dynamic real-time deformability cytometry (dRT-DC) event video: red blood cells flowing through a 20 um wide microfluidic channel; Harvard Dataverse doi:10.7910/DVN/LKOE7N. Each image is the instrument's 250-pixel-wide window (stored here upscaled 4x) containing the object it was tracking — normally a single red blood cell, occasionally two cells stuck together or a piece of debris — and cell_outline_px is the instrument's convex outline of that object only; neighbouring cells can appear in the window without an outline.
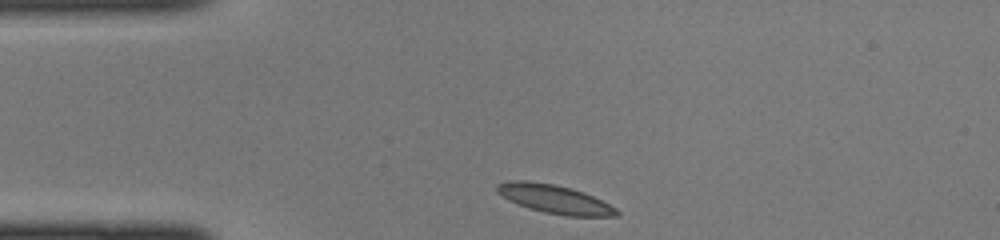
{"species": "common noctule bat (a hibernating species)", "species_latin": "Nyctalus noctula", "temperature_condition": "cold", "stored_images_in_passage": 35, "camera_frame_rate_fps": 3000, "um_per_image_px": 0.085, "animal": {"sex": "female", "body_mass_g": 22.0, "forearm_length_mm": 56.7}, "frame": {"image": 1, "passage_image": 1, "time_ms": 0.0, "image_size_px": [1000, 240], "cell_outline_px": [[620, 212], [616, 216], [568, 216], [544, 212], [528, 208], [508, 200], [496, 192], [496, 184], [512, 180], [524, 180], [552, 184], [584, 192], [616, 208]], "centroid_in_image_um": [47.1, 16.92], "position_along_channel_um": 37.9, "area_um2": 19.71}}
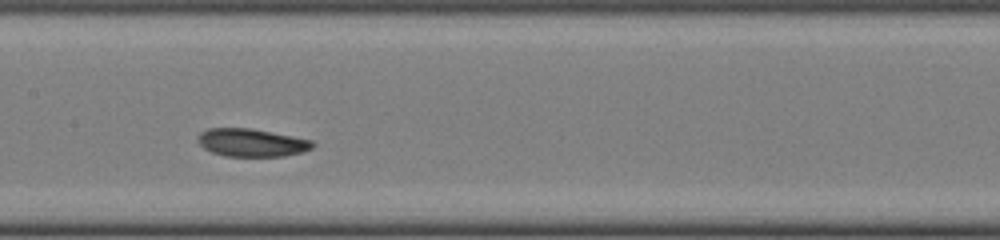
{"frame": {"image": 2, "passage_image": 13, "time_ms": 4.0, "image_size_px": [1000, 240], "cell_outline_px": [[316, 144], [312, 148], [300, 152], [284, 156], [224, 156], [212, 152], [204, 148], [200, 144], [196, 136], [200, 132], [208, 128], [248, 128], [292, 136], [312, 140]], "centroid_in_image_um": [21.36, 12.12], "position_along_channel_um": 186.0, "area_um2": 18.55}}
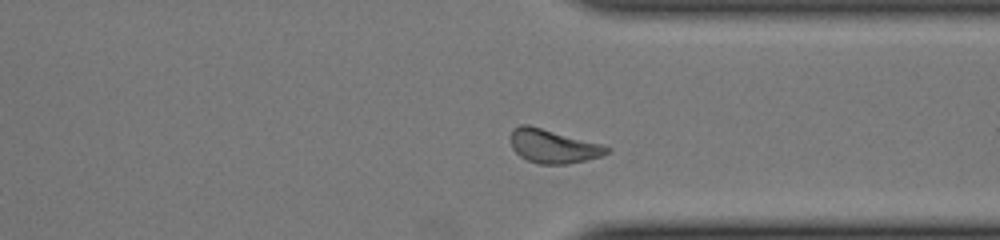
{"frame": {"image": 3, "passage_image": 25, "time_ms": 8.0, "image_size_px": [1000, 240], "cell_outline_px": [[612, 148], [608, 152], [600, 156], [568, 164], [540, 164], [528, 160], [520, 156], [512, 148], [508, 136], [512, 128], [520, 124], [528, 124], [600, 144]], "centroid_in_image_um": [46.94, 12.41], "position_along_channel_um": 364.5, "area_um2": 18.84}}